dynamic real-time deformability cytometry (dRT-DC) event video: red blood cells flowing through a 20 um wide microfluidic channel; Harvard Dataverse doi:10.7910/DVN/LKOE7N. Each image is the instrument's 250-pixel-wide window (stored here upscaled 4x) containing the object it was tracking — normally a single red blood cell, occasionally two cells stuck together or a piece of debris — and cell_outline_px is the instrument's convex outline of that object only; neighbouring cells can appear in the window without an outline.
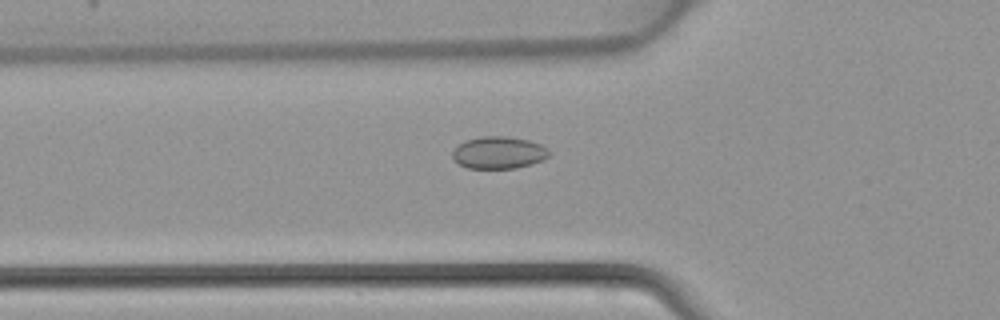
{"species": "common noctule bat (a hibernating species)", "species_latin": "Nyctalus noctula", "temperature_condition": "warm", "stored_images_in_passage": 45, "camera_frame_rate_fps": 3000, "um_per_image_px": 0.085, "animal": {"sex": "female", "body_mass_g": 22.7, "forearm_length_mm": 54.2}, "frame": {"image": 1, "passage_image": 16, "time_ms": 5.0, "image_size_px": [1000, 320], "cell_outline_px": [[552, 152], [544, 160], [532, 164], [516, 168], [468, 168], [452, 160], [452, 152], [464, 140], [480, 136], [504, 136], [528, 140], [540, 144], [548, 148]], "centroid_in_image_um": [42.41, 12.97], "position_along_channel_um": 83.4, "area_um2": 18.26}}
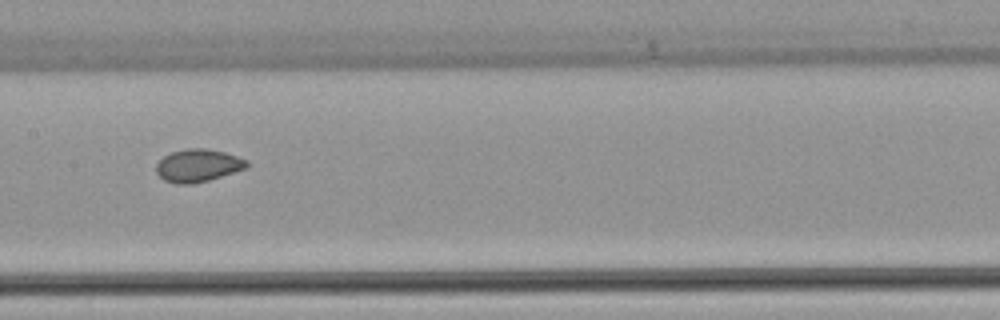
{"frame": {"image": 2, "passage_image": 23, "time_ms": 7.333, "image_size_px": [1000, 320], "cell_outline_px": [[248, 168], [208, 180], [192, 184], [176, 184], [164, 180], [156, 172], [156, 164], [164, 156], [172, 152], [188, 148], [204, 148], [224, 152], [248, 160]], "centroid_in_image_um": [16.83, 14.07], "position_along_channel_um": 190.6, "area_um2": 17.22}}
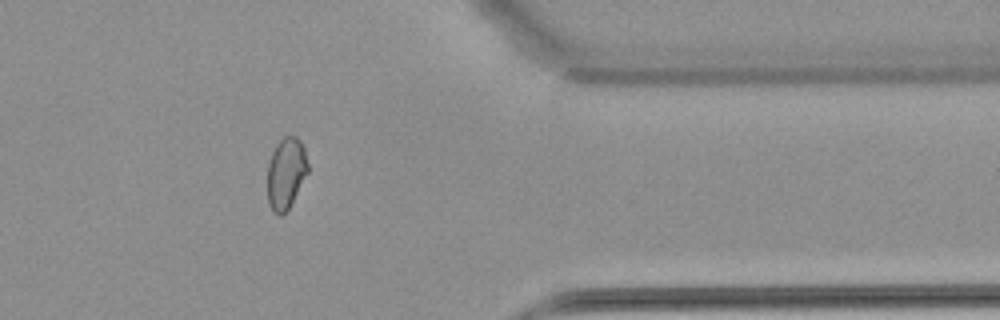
{"frame": {"image": 3, "passage_image": 37, "time_ms": 12.0, "image_size_px": [1000, 320], "cell_outline_px": [[308, 172], [288, 208], [280, 216], [268, 204], [268, 164], [272, 152], [276, 144], [284, 136], [296, 136], [300, 140], [304, 148], [308, 164]], "centroid_in_image_um": [24.31, 14.68], "position_along_channel_um": 387.1, "area_um2": 16.53}}